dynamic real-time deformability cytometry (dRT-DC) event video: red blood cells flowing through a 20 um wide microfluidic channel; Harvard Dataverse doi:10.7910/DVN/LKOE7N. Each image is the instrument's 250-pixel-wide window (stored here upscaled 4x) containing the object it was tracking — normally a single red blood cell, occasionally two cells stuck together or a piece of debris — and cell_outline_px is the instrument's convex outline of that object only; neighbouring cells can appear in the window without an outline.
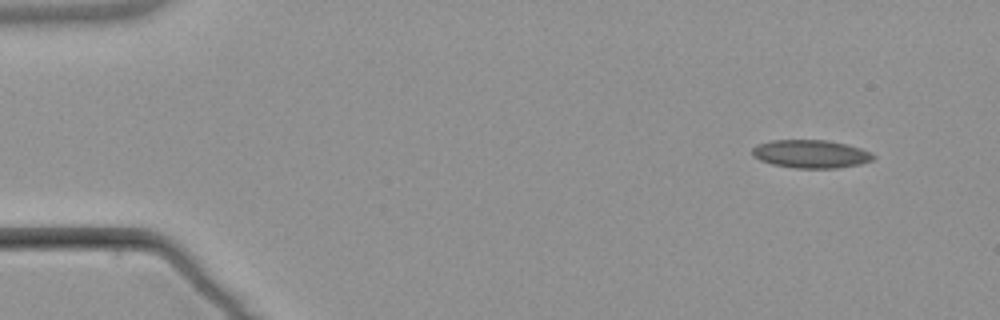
{"species": "common noctule bat (a hibernating species)", "species_latin": "Nyctalus noctula", "temperature_condition": "warm", "stored_images_in_passage": 5, "camera_frame_rate_fps": 3000, "um_per_image_px": 0.085, "animal": {"sex": "male", "body_mass_g": 21.5, "forearm_length_mm": 52.0}, "frame": {"image": 1, "passage_image": 1, "time_ms": 0.0, "image_size_px": [1000, 320], "cell_outline_px": [[876, 156], [872, 160], [860, 164], [836, 168], [796, 168], [772, 164], [760, 160], [752, 156], [752, 148], [756, 144], [772, 140], [828, 140], [848, 144], [872, 152]], "centroid_in_image_um": [68.92, 13.08], "position_along_channel_um": 16.1, "area_um2": 20.0}}
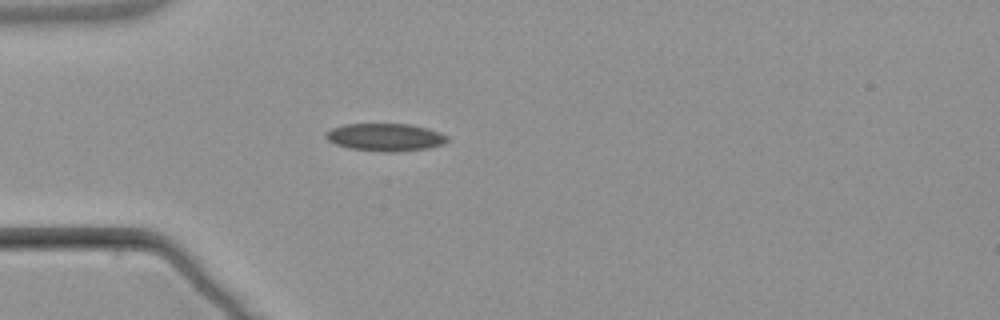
{"frame": {"image": 2, "passage_image": 4, "time_ms": 3.667, "image_size_px": [1000, 320], "cell_outline_px": [[448, 140], [444, 144], [428, 148], [396, 152], [384, 152], [348, 148], [336, 144], [328, 140], [324, 136], [324, 132], [332, 128], [344, 124], [408, 124], [428, 128], [440, 132], [448, 136]], "centroid_in_image_um": [32.75, 11.66], "position_along_channel_um": 52.3, "area_um2": 19.71}}